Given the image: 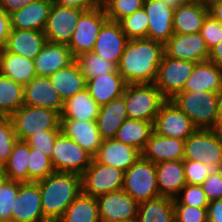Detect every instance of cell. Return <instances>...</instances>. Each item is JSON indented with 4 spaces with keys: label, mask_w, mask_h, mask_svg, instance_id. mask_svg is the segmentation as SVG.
<instances>
[{
    "label": "cell",
    "mask_w": 222,
    "mask_h": 222,
    "mask_svg": "<svg viewBox=\"0 0 222 222\" xmlns=\"http://www.w3.org/2000/svg\"><path fill=\"white\" fill-rule=\"evenodd\" d=\"M58 222H101L97 199L81 192Z\"/></svg>",
    "instance_id": "d590c367"
},
{
    "label": "cell",
    "mask_w": 222,
    "mask_h": 222,
    "mask_svg": "<svg viewBox=\"0 0 222 222\" xmlns=\"http://www.w3.org/2000/svg\"><path fill=\"white\" fill-rule=\"evenodd\" d=\"M152 133V122L127 118L117 130L114 138L138 149L142 153Z\"/></svg>",
    "instance_id": "836d02e7"
},
{
    "label": "cell",
    "mask_w": 222,
    "mask_h": 222,
    "mask_svg": "<svg viewBox=\"0 0 222 222\" xmlns=\"http://www.w3.org/2000/svg\"><path fill=\"white\" fill-rule=\"evenodd\" d=\"M54 2L76 8H91L92 6L101 3L100 0H54Z\"/></svg>",
    "instance_id": "11a10c76"
},
{
    "label": "cell",
    "mask_w": 222,
    "mask_h": 222,
    "mask_svg": "<svg viewBox=\"0 0 222 222\" xmlns=\"http://www.w3.org/2000/svg\"><path fill=\"white\" fill-rule=\"evenodd\" d=\"M137 222H175L174 199L159 196L140 203Z\"/></svg>",
    "instance_id": "e575fe53"
},
{
    "label": "cell",
    "mask_w": 222,
    "mask_h": 222,
    "mask_svg": "<svg viewBox=\"0 0 222 222\" xmlns=\"http://www.w3.org/2000/svg\"><path fill=\"white\" fill-rule=\"evenodd\" d=\"M99 110L100 106L84 89L64 101L60 119L96 121Z\"/></svg>",
    "instance_id": "4dcf8cb0"
},
{
    "label": "cell",
    "mask_w": 222,
    "mask_h": 222,
    "mask_svg": "<svg viewBox=\"0 0 222 222\" xmlns=\"http://www.w3.org/2000/svg\"><path fill=\"white\" fill-rule=\"evenodd\" d=\"M19 182L7 180L0 188V220L11 219L13 203L17 197Z\"/></svg>",
    "instance_id": "bcb514c9"
},
{
    "label": "cell",
    "mask_w": 222,
    "mask_h": 222,
    "mask_svg": "<svg viewBox=\"0 0 222 222\" xmlns=\"http://www.w3.org/2000/svg\"><path fill=\"white\" fill-rule=\"evenodd\" d=\"M18 140L26 141L34 134L60 129V114L52 109L22 105L9 117Z\"/></svg>",
    "instance_id": "5b68a950"
},
{
    "label": "cell",
    "mask_w": 222,
    "mask_h": 222,
    "mask_svg": "<svg viewBox=\"0 0 222 222\" xmlns=\"http://www.w3.org/2000/svg\"><path fill=\"white\" fill-rule=\"evenodd\" d=\"M30 146L26 141L17 140L13 146L4 169L9 180L17 182H28V163Z\"/></svg>",
    "instance_id": "8d00e7d4"
},
{
    "label": "cell",
    "mask_w": 222,
    "mask_h": 222,
    "mask_svg": "<svg viewBox=\"0 0 222 222\" xmlns=\"http://www.w3.org/2000/svg\"><path fill=\"white\" fill-rule=\"evenodd\" d=\"M4 48L0 47V64L2 60V54H3Z\"/></svg>",
    "instance_id": "6125c7cd"
},
{
    "label": "cell",
    "mask_w": 222,
    "mask_h": 222,
    "mask_svg": "<svg viewBox=\"0 0 222 222\" xmlns=\"http://www.w3.org/2000/svg\"><path fill=\"white\" fill-rule=\"evenodd\" d=\"M101 222L136 219L139 203L122 189L96 198Z\"/></svg>",
    "instance_id": "9a60e30c"
},
{
    "label": "cell",
    "mask_w": 222,
    "mask_h": 222,
    "mask_svg": "<svg viewBox=\"0 0 222 222\" xmlns=\"http://www.w3.org/2000/svg\"><path fill=\"white\" fill-rule=\"evenodd\" d=\"M141 156L142 153L138 149L112 138L102 141L93 159L98 163L115 167L125 172Z\"/></svg>",
    "instance_id": "ffe728a7"
},
{
    "label": "cell",
    "mask_w": 222,
    "mask_h": 222,
    "mask_svg": "<svg viewBox=\"0 0 222 222\" xmlns=\"http://www.w3.org/2000/svg\"><path fill=\"white\" fill-rule=\"evenodd\" d=\"M157 1H161L164 4L168 5L171 8H176L177 6H179L180 4H182V2L180 0H157Z\"/></svg>",
    "instance_id": "94428289"
},
{
    "label": "cell",
    "mask_w": 222,
    "mask_h": 222,
    "mask_svg": "<svg viewBox=\"0 0 222 222\" xmlns=\"http://www.w3.org/2000/svg\"><path fill=\"white\" fill-rule=\"evenodd\" d=\"M119 222H137V218L136 219H131V220L119 221Z\"/></svg>",
    "instance_id": "e7e4bbea"
},
{
    "label": "cell",
    "mask_w": 222,
    "mask_h": 222,
    "mask_svg": "<svg viewBox=\"0 0 222 222\" xmlns=\"http://www.w3.org/2000/svg\"><path fill=\"white\" fill-rule=\"evenodd\" d=\"M10 32V15L0 7V47L5 48Z\"/></svg>",
    "instance_id": "816d5d0a"
},
{
    "label": "cell",
    "mask_w": 222,
    "mask_h": 222,
    "mask_svg": "<svg viewBox=\"0 0 222 222\" xmlns=\"http://www.w3.org/2000/svg\"><path fill=\"white\" fill-rule=\"evenodd\" d=\"M92 161L93 156L73 139L62 132L57 135L51 155L55 172L75 173L81 176Z\"/></svg>",
    "instance_id": "ba28073f"
},
{
    "label": "cell",
    "mask_w": 222,
    "mask_h": 222,
    "mask_svg": "<svg viewBox=\"0 0 222 222\" xmlns=\"http://www.w3.org/2000/svg\"><path fill=\"white\" fill-rule=\"evenodd\" d=\"M126 85L118 70L86 80V89L99 106L121 97Z\"/></svg>",
    "instance_id": "4316f807"
},
{
    "label": "cell",
    "mask_w": 222,
    "mask_h": 222,
    "mask_svg": "<svg viewBox=\"0 0 222 222\" xmlns=\"http://www.w3.org/2000/svg\"><path fill=\"white\" fill-rule=\"evenodd\" d=\"M196 1H201V2L208 3V2L211 1V0H196Z\"/></svg>",
    "instance_id": "003e7915"
},
{
    "label": "cell",
    "mask_w": 222,
    "mask_h": 222,
    "mask_svg": "<svg viewBox=\"0 0 222 222\" xmlns=\"http://www.w3.org/2000/svg\"><path fill=\"white\" fill-rule=\"evenodd\" d=\"M52 1L35 0L22 9L12 13L11 29L44 31Z\"/></svg>",
    "instance_id": "f1b7e54d"
},
{
    "label": "cell",
    "mask_w": 222,
    "mask_h": 222,
    "mask_svg": "<svg viewBox=\"0 0 222 222\" xmlns=\"http://www.w3.org/2000/svg\"><path fill=\"white\" fill-rule=\"evenodd\" d=\"M88 8L64 6L52 2L44 34L48 42L68 45L80 15Z\"/></svg>",
    "instance_id": "7c38bea8"
},
{
    "label": "cell",
    "mask_w": 222,
    "mask_h": 222,
    "mask_svg": "<svg viewBox=\"0 0 222 222\" xmlns=\"http://www.w3.org/2000/svg\"><path fill=\"white\" fill-rule=\"evenodd\" d=\"M8 180V176L3 165H0V188Z\"/></svg>",
    "instance_id": "91938a15"
},
{
    "label": "cell",
    "mask_w": 222,
    "mask_h": 222,
    "mask_svg": "<svg viewBox=\"0 0 222 222\" xmlns=\"http://www.w3.org/2000/svg\"><path fill=\"white\" fill-rule=\"evenodd\" d=\"M164 44L148 38L128 40L118 64L127 84L154 83L164 55Z\"/></svg>",
    "instance_id": "6da1fadb"
},
{
    "label": "cell",
    "mask_w": 222,
    "mask_h": 222,
    "mask_svg": "<svg viewBox=\"0 0 222 222\" xmlns=\"http://www.w3.org/2000/svg\"><path fill=\"white\" fill-rule=\"evenodd\" d=\"M213 130L222 135V91L219 93L217 118Z\"/></svg>",
    "instance_id": "680465c9"
},
{
    "label": "cell",
    "mask_w": 222,
    "mask_h": 222,
    "mask_svg": "<svg viewBox=\"0 0 222 222\" xmlns=\"http://www.w3.org/2000/svg\"><path fill=\"white\" fill-rule=\"evenodd\" d=\"M195 64V62L171 58L164 53L154 84L166 100H171L182 92Z\"/></svg>",
    "instance_id": "8fae6325"
},
{
    "label": "cell",
    "mask_w": 222,
    "mask_h": 222,
    "mask_svg": "<svg viewBox=\"0 0 222 222\" xmlns=\"http://www.w3.org/2000/svg\"><path fill=\"white\" fill-rule=\"evenodd\" d=\"M164 52L171 58L195 63L207 61L209 57V49L200 32L173 34L164 44Z\"/></svg>",
    "instance_id": "2e32d148"
},
{
    "label": "cell",
    "mask_w": 222,
    "mask_h": 222,
    "mask_svg": "<svg viewBox=\"0 0 222 222\" xmlns=\"http://www.w3.org/2000/svg\"><path fill=\"white\" fill-rule=\"evenodd\" d=\"M175 222H208L207 208L174 205Z\"/></svg>",
    "instance_id": "c3c4849f"
},
{
    "label": "cell",
    "mask_w": 222,
    "mask_h": 222,
    "mask_svg": "<svg viewBox=\"0 0 222 222\" xmlns=\"http://www.w3.org/2000/svg\"><path fill=\"white\" fill-rule=\"evenodd\" d=\"M0 222H16V221L12 219H7V220H0Z\"/></svg>",
    "instance_id": "03108f58"
},
{
    "label": "cell",
    "mask_w": 222,
    "mask_h": 222,
    "mask_svg": "<svg viewBox=\"0 0 222 222\" xmlns=\"http://www.w3.org/2000/svg\"><path fill=\"white\" fill-rule=\"evenodd\" d=\"M200 34L210 50L222 41V24L208 14L203 22Z\"/></svg>",
    "instance_id": "681fc988"
},
{
    "label": "cell",
    "mask_w": 222,
    "mask_h": 222,
    "mask_svg": "<svg viewBox=\"0 0 222 222\" xmlns=\"http://www.w3.org/2000/svg\"><path fill=\"white\" fill-rule=\"evenodd\" d=\"M182 3H190L195 2L196 0H180Z\"/></svg>",
    "instance_id": "be15d7a7"
},
{
    "label": "cell",
    "mask_w": 222,
    "mask_h": 222,
    "mask_svg": "<svg viewBox=\"0 0 222 222\" xmlns=\"http://www.w3.org/2000/svg\"><path fill=\"white\" fill-rule=\"evenodd\" d=\"M197 128L189 117L172 100H166L153 122V132L159 135L186 140Z\"/></svg>",
    "instance_id": "4fadbf2b"
},
{
    "label": "cell",
    "mask_w": 222,
    "mask_h": 222,
    "mask_svg": "<svg viewBox=\"0 0 222 222\" xmlns=\"http://www.w3.org/2000/svg\"><path fill=\"white\" fill-rule=\"evenodd\" d=\"M201 187L209 202L222 199V171L208 176Z\"/></svg>",
    "instance_id": "f907efd6"
},
{
    "label": "cell",
    "mask_w": 222,
    "mask_h": 222,
    "mask_svg": "<svg viewBox=\"0 0 222 222\" xmlns=\"http://www.w3.org/2000/svg\"><path fill=\"white\" fill-rule=\"evenodd\" d=\"M144 0H101L110 21L120 22L127 16L143 8Z\"/></svg>",
    "instance_id": "ab89813d"
},
{
    "label": "cell",
    "mask_w": 222,
    "mask_h": 222,
    "mask_svg": "<svg viewBox=\"0 0 222 222\" xmlns=\"http://www.w3.org/2000/svg\"><path fill=\"white\" fill-rule=\"evenodd\" d=\"M75 61L70 48L65 44L46 42L34 59L37 76L49 77Z\"/></svg>",
    "instance_id": "7402d4cb"
},
{
    "label": "cell",
    "mask_w": 222,
    "mask_h": 222,
    "mask_svg": "<svg viewBox=\"0 0 222 222\" xmlns=\"http://www.w3.org/2000/svg\"><path fill=\"white\" fill-rule=\"evenodd\" d=\"M143 8L148 15L147 38L165 44L174 34V8L157 0H144Z\"/></svg>",
    "instance_id": "e0dca14e"
},
{
    "label": "cell",
    "mask_w": 222,
    "mask_h": 222,
    "mask_svg": "<svg viewBox=\"0 0 222 222\" xmlns=\"http://www.w3.org/2000/svg\"><path fill=\"white\" fill-rule=\"evenodd\" d=\"M155 168L160 196L174 199L187 184L183 160L160 162Z\"/></svg>",
    "instance_id": "83f0119b"
},
{
    "label": "cell",
    "mask_w": 222,
    "mask_h": 222,
    "mask_svg": "<svg viewBox=\"0 0 222 222\" xmlns=\"http://www.w3.org/2000/svg\"><path fill=\"white\" fill-rule=\"evenodd\" d=\"M209 200L201 185L186 184L174 198V205H189L199 208H207Z\"/></svg>",
    "instance_id": "f6af8a7d"
},
{
    "label": "cell",
    "mask_w": 222,
    "mask_h": 222,
    "mask_svg": "<svg viewBox=\"0 0 222 222\" xmlns=\"http://www.w3.org/2000/svg\"><path fill=\"white\" fill-rule=\"evenodd\" d=\"M46 42L44 31L11 29L4 49L7 52L34 60Z\"/></svg>",
    "instance_id": "484cf974"
},
{
    "label": "cell",
    "mask_w": 222,
    "mask_h": 222,
    "mask_svg": "<svg viewBox=\"0 0 222 222\" xmlns=\"http://www.w3.org/2000/svg\"><path fill=\"white\" fill-rule=\"evenodd\" d=\"M207 214L208 222H222V199L210 201Z\"/></svg>",
    "instance_id": "f5cc1de1"
},
{
    "label": "cell",
    "mask_w": 222,
    "mask_h": 222,
    "mask_svg": "<svg viewBox=\"0 0 222 222\" xmlns=\"http://www.w3.org/2000/svg\"><path fill=\"white\" fill-rule=\"evenodd\" d=\"M128 40L120 23L108 20L97 36L93 52L118 66Z\"/></svg>",
    "instance_id": "ac0fdd59"
},
{
    "label": "cell",
    "mask_w": 222,
    "mask_h": 222,
    "mask_svg": "<svg viewBox=\"0 0 222 222\" xmlns=\"http://www.w3.org/2000/svg\"><path fill=\"white\" fill-rule=\"evenodd\" d=\"M124 171L96 162L81 175L82 193L97 198L123 188Z\"/></svg>",
    "instance_id": "30bf717a"
},
{
    "label": "cell",
    "mask_w": 222,
    "mask_h": 222,
    "mask_svg": "<svg viewBox=\"0 0 222 222\" xmlns=\"http://www.w3.org/2000/svg\"><path fill=\"white\" fill-rule=\"evenodd\" d=\"M24 105L44 107L61 114L64 101L55 89L49 77L35 76L24 85Z\"/></svg>",
    "instance_id": "d6986e66"
},
{
    "label": "cell",
    "mask_w": 222,
    "mask_h": 222,
    "mask_svg": "<svg viewBox=\"0 0 222 222\" xmlns=\"http://www.w3.org/2000/svg\"><path fill=\"white\" fill-rule=\"evenodd\" d=\"M183 165L186 183L191 185H201L208 176L222 171V165L202 164L194 160H183Z\"/></svg>",
    "instance_id": "b9f144b4"
},
{
    "label": "cell",
    "mask_w": 222,
    "mask_h": 222,
    "mask_svg": "<svg viewBox=\"0 0 222 222\" xmlns=\"http://www.w3.org/2000/svg\"><path fill=\"white\" fill-rule=\"evenodd\" d=\"M208 60L222 67V41L209 50Z\"/></svg>",
    "instance_id": "6f0895ef"
},
{
    "label": "cell",
    "mask_w": 222,
    "mask_h": 222,
    "mask_svg": "<svg viewBox=\"0 0 222 222\" xmlns=\"http://www.w3.org/2000/svg\"><path fill=\"white\" fill-rule=\"evenodd\" d=\"M108 20L101 3L86 9L80 15L74 34L67 45L74 58L80 54L93 51L97 36Z\"/></svg>",
    "instance_id": "52a82bcc"
},
{
    "label": "cell",
    "mask_w": 222,
    "mask_h": 222,
    "mask_svg": "<svg viewBox=\"0 0 222 222\" xmlns=\"http://www.w3.org/2000/svg\"><path fill=\"white\" fill-rule=\"evenodd\" d=\"M184 140L169 138L152 133L142 152V156L152 163L184 159Z\"/></svg>",
    "instance_id": "cb8c5ba5"
},
{
    "label": "cell",
    "mask_w": 222,
    "mask_h": 222,
    "mask_svg": "<svg viewBox=\"0 0 222 222\" xmlns=\"http://www.w3.org/2000/svg\"><path fill=\"white\" fill-rule=\"evenodd\" d=\"M63 101L86 89V79L76 61L49 76Z\"/></svg>",
    "instance_id": "1f68e13d"
},
{
    "label": "cell",
    "mask_w": 222,
    "mask_h": 222,
    "mask_svg": "<svg viewBox=\"0 0 222 222\" xmlns=\"http://www.w3.org/2000/svg\"><path fill=\"white\" fill-rule=\"evenodd\" d=\"M209 14L208 4L201 1L182 3L174 9L173 33L190 34L200 32Z\"/></svg>",
    "instance_id": "603a6c76"
},
{
    "label": "cell",
    "mask_w": 222,
    "mask_h": 222,
    "mask_svg": "<svg viewBox=\"0 0 222 222\" xmlns=\"http://www.w3.org/2000/svg\"><path fill=\"white\" fill-rule=\"evenodd\" d=\"M18 138L10 118L0 117V165H5Z\"/></svg>",
    "instance_id": "ee69618b"
},
{
    "label": "cell",
    "mask_w": 222,
    "mask_h": 222,
    "mask_svg": "<svg viewBox=\"0 0 222 222\" xmlns=\"http://www.w3.org/2000/svg\"><path fill=\"white\" fill-rule=\"evenodd\" d=\"M119 23L129 40L147 38L148 15L144 8L125 17Z\"/></svg>",
    "instance_id": "7bdbcfd3"
},
{
    "label": "cell",
    "mask_w": 222,
    "mask_h": 222,
    "mask_svg": "<svg viewBox=\"0 0 222 222\" xmlns=\"http://www.w3.org/2000/svg\"><path fill=\"white\" fill-rule=\"evenodd\" d=\"M127 118L123 96L101 105L96 122L102 139L114 138L117 130Z\"/></svg>",
    "instance_id": "f546056e"
},
{
    "label": "cell",
    "mask_w": 222,
    "mask_h": 222,
    "mask_svg": "<svg viewBox=\"0 0 222 222\" xmlns=\"http://www.w3.org/2000/svg\"><path fill=\"white\" fill-rule=\"evenodd\" d=\"M222 91V67L207 60L196 63L182 91Z\"/></svg>",
    "instance_id": "d4e9b609"
},
{
    "label": "cell",
    "mask_w": 222,
    "mask_h": 222,
    "mask_svg": "<svg viewBox=\"0 0 222 222\" xmlns=\"http://www.w3.org/2000/svg\"><path fill=\"white\" fill-rule=\"evenodd\" d=\"M207 4L209 15L222 24V0H211Z\"/></svg>",
    "instance_id": "9f6ffc18"
},
{
    "label": "cell",
    "mask_w": 222,
    "mask_h": 222,
    "mask_svg": "<svg viewBox=\"0 0 222 222\" xmlns=\"http://www.w3.org/2000/svg\"><path fill=\"white\" fill-rule=\"evenodd\" d=\"M60 129L93 157L103 141L96 121L60 119Z\"/></svg>",
    "instance_id": "44dd1931"
},
{
    "label": "cell",
    "mask_w": 222,
    "mask_h": 222,
    "mask_svg": "<svg viewBox=\"0 0 222 222\" xmlns=\"http://www.w3.org/2000/svg\"><path fill=\"white\" fill-rule=\"evenodd\" d=\"M61 130H47L40 134L30 136L26 142L31 148H35L43 152L46 156L51 158L53 152L54 141Z\"/></svg>",
    "instance_id": "7dc6e473"
},
{
    "label": "cell",
    "mask_w": 222,
    "mask_h": 222,
    "mask_svg": "<svg viewBox=\"0 0 222 222\" xmlns=\"http://www.w3.org/2000/svg\"><path fill=\"white\" fill-rule=\"evenodd\" d=\"M24 86L0 74V117L9 118L22 105Z\"/></svg>",
    "instance_id": "74e56055"
},
{
    "label": "cell",
    "mask_w": 222,
    "mask_h": 222,
    "mask_svg": "<svg viewBox=\"0 0 222 222\" xmlns=\"http://www.w3.org/2000/svg\"><path fill=\"white\" fill-rule=\"evenodd\" d=\"M222 165V135L213 129H196L184 142V159Z\"/></svg>",
    "instance_id": "9c48e42d"
},
{
    "label": "cell",
    "mask_w": 222,
    "mask_h": 222,
    "mask_svg": "<svg viewBox=\"0 0 222 222\" xmlns=\"http://www.w3.org/2000/svg\"><path fill=\"white\" fill-rule=\"evenodd\" d=\"M11 219L16 222H48L44 218L41 193L37 182H19Z\"/></svg>",
    "instance_id": "5bb4252c"
},
{
    "label": "cell",
    "mask_w": 222,
    "mask_h": 222,
    "mask_svg": "<svg viewBox=\"0 0 222 222\" xmlns=\"http://www.w3.org/2000/svg\"><path fill=\"white\" fill-rule=\"evenodd\" d=\"M0 74L23 86L37 76L34 60L7 52L5 49L2 54Z\"/></svg>",
    "instance_id": "d6a6232c"
},
{
    "label": "cell",
    "mask_w": 222,
    "mask_h": 222,
    "mask_svg": "<svg viewBox=\"0 0 222 222\" xmlns=\"http://www.w3.org/2000/svg\"><path fill=\"white\" fill-rule=\"evenodd\" d=\"M129 119L154 122L161 105L166 101L154 83L127 84L122 95Z\"/></svg>",
    "instance_id": "277c9868"
},
{
    "label": "cell",
    "mask_w": 222,
    "mask_h": 222,
    "mask_svg": "<svg viewBox=\"0 0 222 222\" xmlns=\"http://www.w3.org/2000/svg\"><path fill=\"white\" fill-rule=\"evenodd\" d=\"M75 61L78 63L81 73L86 80L118 70V66L115 63L101 58L93 51L80 54L75 58Z\"/></svg>",
    "instance_id": "f35d334b"
},
{
    "label": "cell",
    "mask_w": 222,
    "mask_h": 222,
    "mask_svg": "<svg viewBox=\"0 0 222 222\" xmlns=\"http://www.w3.org/2000/svg\"><path fill=\"white\" fill-rule=\"evenodd\" d=\"M219 93L182 91L171 99L197 129H213L217 118Z\"/></svg>",
    "instance_id": "3957f363"
},
{
    "label": "cell",
    "mask_w": 222,
    "mask_h": 222,
    "mask_svg": "<svg viewBox=\"0 0 222 222\" xmlns=\"http://www.w3.org/2000/svg\"><path fill=\"white\" fill-rule=\"evenodd\" d=\"M35 0H0V7L9 15L22 9Z\"/></svg>",
    "instance_id": "db71d44e"
},
{
    "label": "cell",
    "mask_w": 222,
    "mask_h": 222,
    "mask_svg": "<svg viewBox=\"0 0 222 222\" xmlns=\"http://www.w3.org/2000/svg\"><path fill=\"white\" fill-rule=\"evenodd\" d=\"M37 183L44 218L48 222H58L67 207L82 192L81 176L75 173L53 172Z\"/></svg>",
    "instance_id": "7a4b0ae2"
},
{
    "label": "cell",
    "mask_w": 222,
    "mask_h": 222,
    "mask_svg": "<svg viewBox=\"0 0 222 222\" xmlns=\"http://www.w3.org/2000/svg\"><path fill=\"white\" fill-rule=\"evenodd\" d=\"M122 190L139 204L159 197L155 163L141 156L124 172Z\"/></svg>",
    "instance_id": "8992f818"
},
{
    "label": "cell",
    "mask_w": 222,
    "mask_h": 222,
    "mask_svg": "<svg viewBox=\"0 0 222 222\" xmlns=\"http://www.w3.org/2000/svg\"><path fill=\"white\" fill-rule=\"evenodd\" d=\"M55 172L51 158L40 150L30 147L28 182H37Z\"/></svg>",
    "instance_id": "60d3db41"
}]
</instances>
